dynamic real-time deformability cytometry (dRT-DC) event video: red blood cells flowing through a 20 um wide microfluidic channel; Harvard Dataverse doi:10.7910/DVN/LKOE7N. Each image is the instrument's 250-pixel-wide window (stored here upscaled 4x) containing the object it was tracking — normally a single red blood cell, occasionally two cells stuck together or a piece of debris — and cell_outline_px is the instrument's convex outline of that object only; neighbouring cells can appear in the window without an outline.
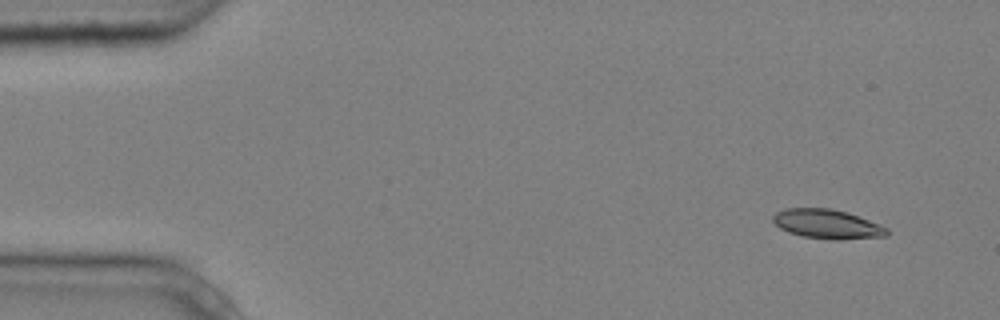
{"species": "common noctule bat (a hibernating species)", "species_latin": "Nyctalus noctula", "temperature_condition": "cold", "stored_images_in_passage": 5, "camera_frame_rate_fps": 3000, "um_per_image_px": 0.085, "animal": {"sex": "male", "body_mass_g": 20.4}, "frame": {"image": 1, "passage_image": 1, "time_ms": 0.0, "image_size_px": [1000, 320], "cell_outline_px": [[888, 236], [836, 240], [832, 240], [804, 236], [788, 232], [780, 228], [772, 220], [772, 216], [776, 212], [784, 208], [832, 208], [848, 212], [880, 224], [888, 228]], "centroid_in_image_um": [70.32, 19.04], "position_along_channel_um": 14.7, "area_um2": 19.59}}
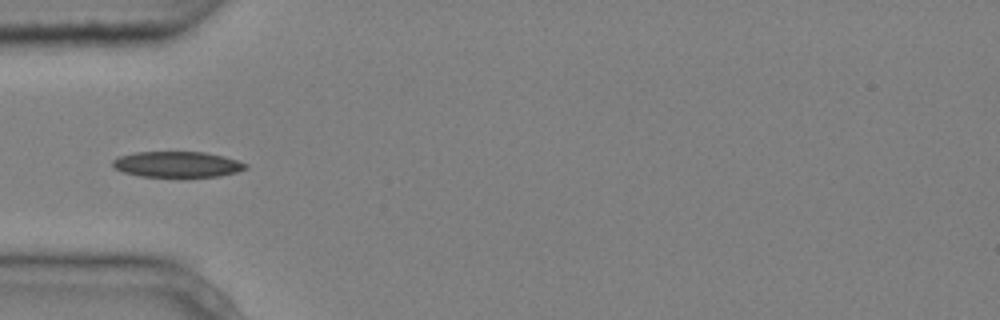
{"frame": {"image": 2, "passage_image": 4, "time_ms": 1.0, "image_size_px": [1000, 320], "cell_outline_px": [[248, 168], [236, 172], [220, 176], [140, 176], [124, 172], [116, 168], [112, 164], [112, 160], [120, 156], [136, 152], [204, 152], [224, 156], [248, 164]], "centroid_in_image_um": [15.09, 13.96], "position_along_channel_um": 69.9, "area_um2": 19.71}}
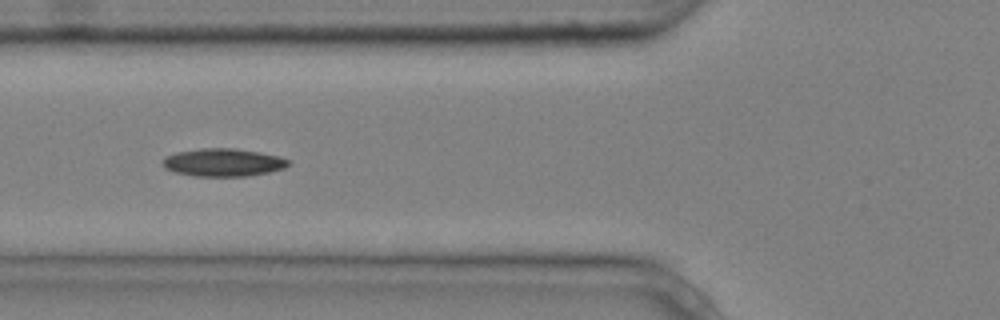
{"frame": {"image": 3, "passage_image": 5, "time_ms": 1.333, "image_size_px": [1000, 320], "cell_outline_px": [[292, 164], [284, 168], [268, 172], [248, 176], [192, 176], [176, 172], [164, 168], [164, 156], [176, 152], [200, 148], [236, 148], [260, 152], [280, 156], [292, 160]], "centroid_in_image_um": [19.02, 13.8], "position_along_channel_um": 106.8, "area_um2": 20.63}}